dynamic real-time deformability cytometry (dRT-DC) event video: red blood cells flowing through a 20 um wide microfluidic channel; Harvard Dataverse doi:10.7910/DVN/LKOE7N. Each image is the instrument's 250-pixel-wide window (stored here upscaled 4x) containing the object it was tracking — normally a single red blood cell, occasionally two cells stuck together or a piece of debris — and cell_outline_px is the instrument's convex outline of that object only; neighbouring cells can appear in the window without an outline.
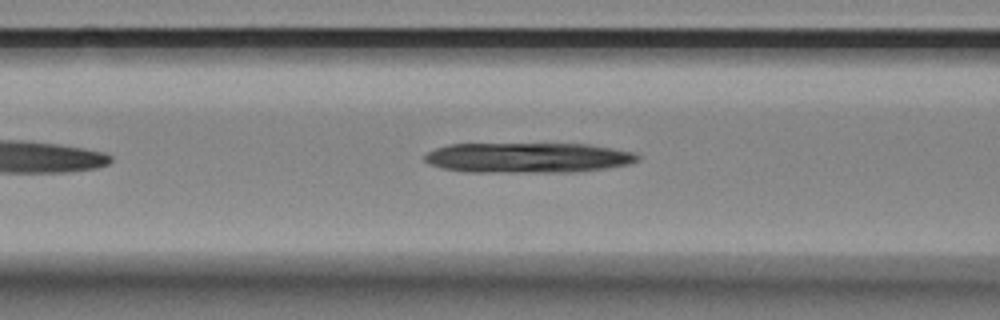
{"species": "Egyptian fruit bat (a non-hibernating species)", "species_latin": "Rousettus aegyptiacus", "temperature_condition": "room temperature", "stored_images_in_passage": 10, "camera_frame_rate_fps": 3000, "um_per_image_px": 0.085, "animal": {"sex": "female"}, "frame": {"image": 1, "passage_image": 6, "time_ms": 1.667, "image_size_px": [1000, 320], "cell_outline_px": [[640, 160], [628, 164], [604, 168], [572, 172], [464, 172], [440, 168], [428, 164], [424, 160], [424, 156], [428, 152], [436, 148], [448, 144], [588, 144], [632, 152], [640, 156]], "centroid_in_image_um": [44.81, 13.41], "position_along_channel_um": 121.8, "area_um2": 37.51}}
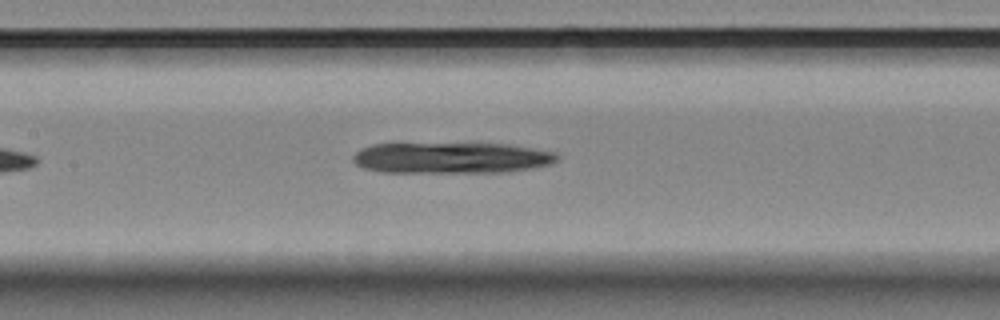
{"frame": {"image": 2, "passage_image": 10, "time_ms": 3.0, "image_size_px": [1000, 320], "cell_outline_px": [[560, 160], [552, 164], [532, 168], [504, 172], [384, 172], [364, 168], [356, 164], [352, 160], [352, 156], [360, 148], [372, 144], [508, 144], [556, 152], [560, 156]], "centroid_in_image_um": [38.4, 13.42], "position_along_channel_um": 169.0, "area_um2": 36.99}}